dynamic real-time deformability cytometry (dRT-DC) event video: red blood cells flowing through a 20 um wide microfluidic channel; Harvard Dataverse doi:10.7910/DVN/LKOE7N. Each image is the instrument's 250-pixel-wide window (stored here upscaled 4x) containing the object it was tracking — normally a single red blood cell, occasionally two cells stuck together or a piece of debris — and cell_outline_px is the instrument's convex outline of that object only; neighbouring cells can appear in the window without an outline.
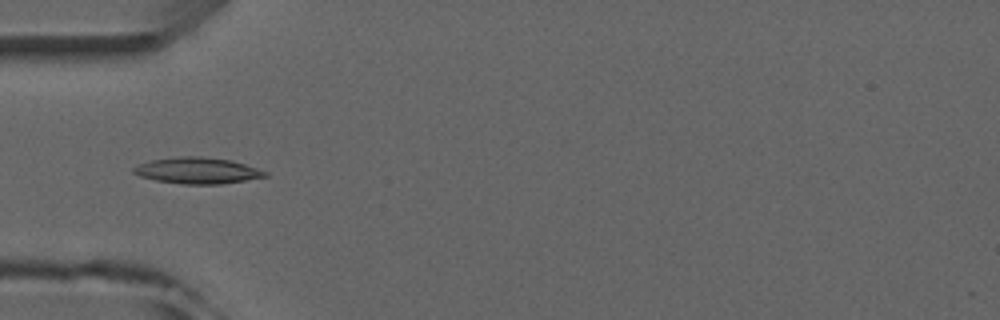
{"species": "common noctule bat (a hibernating species)", "species_latin": "Nyctalus noctula", "temperature_condition": "room temperature", "stored_images_in_passage": 5, "camera_frame_rate_fps": 3000, "um_per_image_px": 0.085, "animal": {"sex": "male", "forearm_length_mm": 52.5}, "frame": {"image": 1, "passage_image": 5, "time_ms": 4.667, "image_size_px": [1000, 320], "cell_outline_px": [[268, 176], [220, 184], [184, 184], [156, 180], [140, 176], [132, 172], [132, 168], [140, 164], [152, 160], [180, 156], [200, 156], [232, 160], [268, 172]], "centroid_in_image_um": [16.78, 14.49], "position_along_channel_um": 68.2, "area_um2": 19.88}}